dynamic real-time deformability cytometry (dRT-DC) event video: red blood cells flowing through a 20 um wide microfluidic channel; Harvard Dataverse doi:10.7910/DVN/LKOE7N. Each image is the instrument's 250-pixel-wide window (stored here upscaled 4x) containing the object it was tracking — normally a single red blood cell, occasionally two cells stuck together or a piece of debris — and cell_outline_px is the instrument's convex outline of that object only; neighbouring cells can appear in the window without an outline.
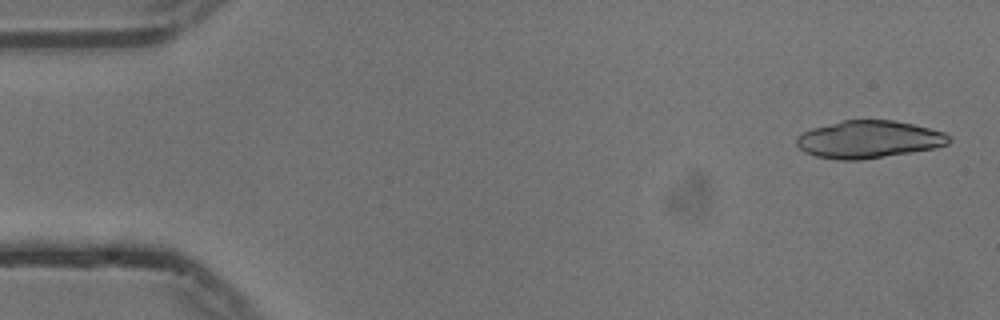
{"species": "common noctule bat (a hibernating species)", "species_latin": "Nyctalus noctula", "temperature_condition": "cold", "stored_images_in_passage": 30, "camera_frame_rate_fps": 3000, "um_per_image_px": 0.085, "animal": {"sex": "male", "body_mass_g": 13.3}, "frame": {"image": 1, "passage_image": 2, "time_ms": 0.333, "image_size_px": [1000, 320], "cell_outline_px": [[952, 140], [948, 144], [932, 148], [912, 152], [860, 160], [836, 160], [816, 156], [804, 152], [796, 144], [796, 136], [812, 128], [844, 120], [892, 120], [912, 124], [944, 132], [952, 136]], "centroid_in_image_um": [73.84, 11.85], "position_along_channel_um": 11.2, "area_um2": 33.23}}